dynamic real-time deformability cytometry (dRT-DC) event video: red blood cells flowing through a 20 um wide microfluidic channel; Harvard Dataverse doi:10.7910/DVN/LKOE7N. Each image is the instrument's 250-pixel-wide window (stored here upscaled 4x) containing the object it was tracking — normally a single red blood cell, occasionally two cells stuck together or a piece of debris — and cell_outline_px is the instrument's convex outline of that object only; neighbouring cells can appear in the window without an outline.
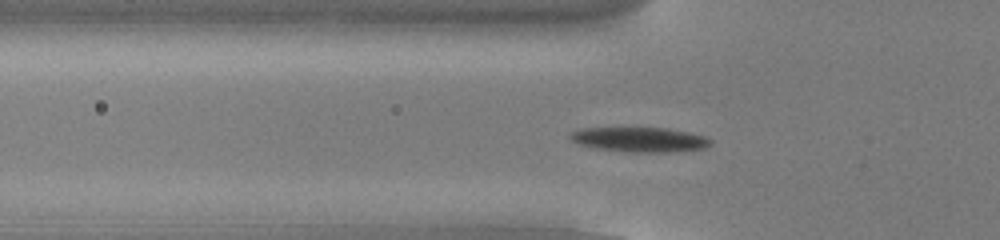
{"species": "common noctule bat (a hibernating species)", "species_latin": "Nyctalus noctula", "temperature_condition": "cold", "stored_images_in_passage": 55, "segment_of_instrument_passage": [1, 2], "camera_frame_rate_fps": 3000, "um_per_image_px": 0.085, "animal": {"sex": "male", "body_mass_g": 13.0, "forearm_length_mm": 53.1}, "frame": {"image": 1, "passage_image": 18, "time_ms": 5.667, "image_size_px": [1000, 240], "cell_outline_px": [[712, 144], [704, 148], [672, 152], [628, 152], [596, 148], [580, 144], [572, 140], [568, 136], [572, 132], [580, 128], [668, 128], [688, 132], [704, 136], [712, 140]], "centroid_in_image_um": [54.39, 11.86], "position_along_channel_um": 71.4, "area_um2": 20.17}}
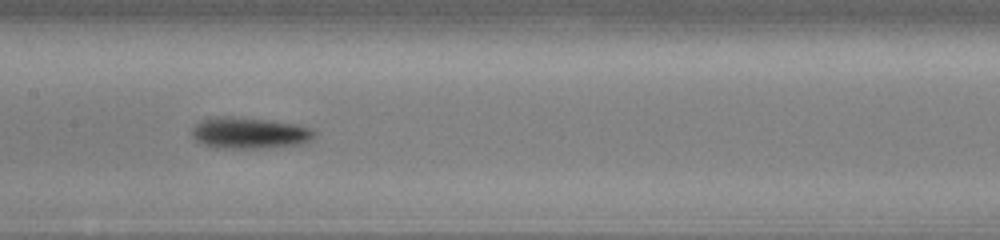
{"frame": {"image": 2, "passage_image": 27, "time_ms": 8.667, "image_size_px": [1000, 240], "cell_outline_px": [[316, 136], [300, 144], [260, 148], [216, 148], [204, 144], [196, 140], [192, 136], [192, 128], [200, 120], [212, 116], [228, 116], [272, 120], [296, 124], [312, 128], [316, 132]], "centroid_in_image_um": [21.18, 11.29], "position_along_channel_um": 186.2, "area_um2": 22.48}}
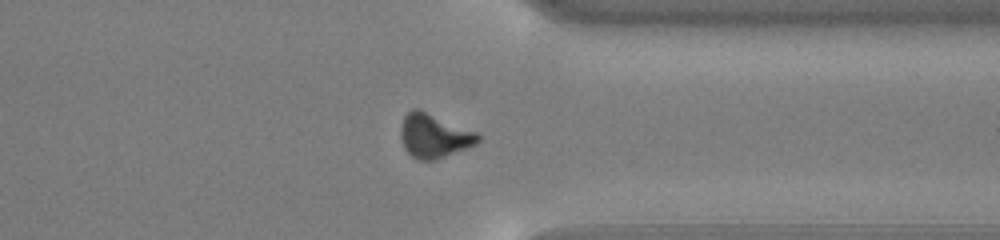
{"frame": {"image": 3, "passage_image": 42, "time_ms": 13.667, "image_size_px": [1000, 240], "cell_outline_px": [[480, 140], [476, 144], [468, 148], [436, 160], [420, 160], [412, 156], [404, 148], [400, 136], [400, 128], [404, 116], [412, 108], [416, 108], [476, 132], [480, 136]], "centroid_in_image_um": [36.88, 11.56], "position_along_channel_um": 374.5, "area_um2": 19.65}}